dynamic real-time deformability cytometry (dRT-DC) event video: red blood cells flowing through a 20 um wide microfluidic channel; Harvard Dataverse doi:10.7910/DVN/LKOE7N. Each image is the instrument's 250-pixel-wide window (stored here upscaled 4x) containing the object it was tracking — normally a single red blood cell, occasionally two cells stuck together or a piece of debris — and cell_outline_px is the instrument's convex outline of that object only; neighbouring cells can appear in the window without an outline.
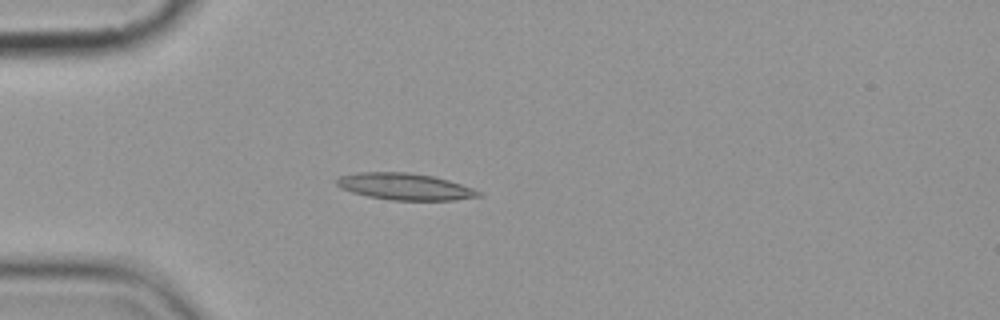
{"species": "common noctule bat (a hibernating species)", "species_latin": "Nyctalus noctula", "temperature_condition": "cold", "stored_images_in_passage": 4, "camera_frame_rate_fps": 3000, "um_per_image_px": 0.085, "animal": {"sex": "female", "body_mass_g": 19.9}, "frame": {"image": 1, "passage_image": 3, "time_ms": 2.333, "image_size_px": [1000, 320], "cell_outline_px": [[484, 192], [480, 196], [456, 200], [392, 200], [368, 196], [352, 192], [340, 188], [336, 184], [336, 180], [340, 176], [360, 172], [404, 172], [432, 176], [448, 180]], "centroid_in_image_um": [34.42, 15.86], "position_along_channel_um": 50.6, "area_um2": 21.91}}